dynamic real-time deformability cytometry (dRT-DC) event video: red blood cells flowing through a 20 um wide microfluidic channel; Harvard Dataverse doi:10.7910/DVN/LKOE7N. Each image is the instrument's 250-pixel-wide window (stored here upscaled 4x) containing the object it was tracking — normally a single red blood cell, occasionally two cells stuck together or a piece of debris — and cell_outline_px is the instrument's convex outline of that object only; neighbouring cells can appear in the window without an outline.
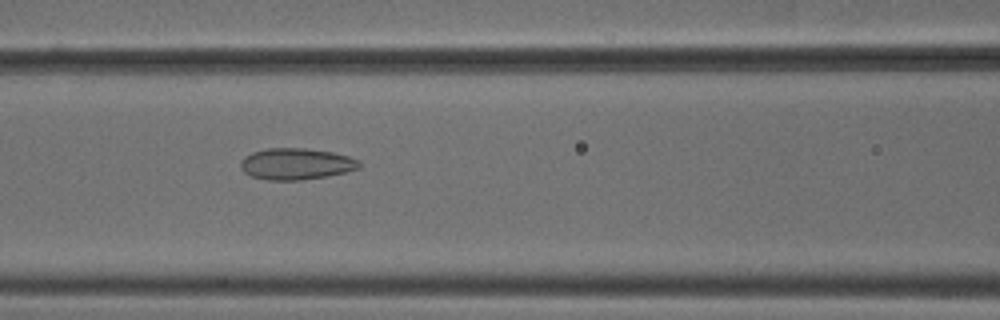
{"species": "common noctule bat (a hibernating species)", "species_latin": "Nyctalus noctula", "temperature_condition": "cold", "stored_images_in_passage": 50, "camera_frame_rate_fps": 3000, "um_per_image_px": 0.085, "animal": {"sex": "male", "body_mass_g": 18.8}, "frame": {"image": 1, "passage_image": 23, "time_ms": 7.333, "image_size_px": [1000, 320], "cell_outline_px": [[360, 168], [328, 176], [300, 180], [268, 180], [252, 176], [244, 172], [240, 168], [240, 160], [244, 156], [252, 152], [268, 148], [304, 148], [332, 152], [348, 156], [360, 160]], "centroid_in_image_um": [25.15, 13.93], "position_along_channel_um": 141.4, "area_um2": 21.79}}
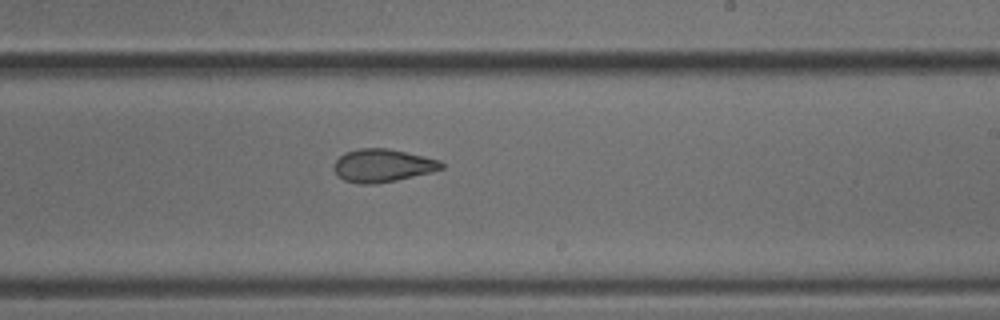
{"frame": {"image": 2, "passage_image": 32, "time_ms": 10.333, "image_size_px": [1000, 320], "cell_outline_px": [[444, 168], [432, 172], [396, 180], [372, 184], [360, 184], [344, 180], [336, 176], [332, 168], [336, 160], [344, 152], [360, 148], [388, 148], [424, 156], [440, 160], [444, 164]], "centroid_in_image_um": [32.5, 14.07], "position_along_channel_um": 256.5, "area_um2": 20.81}}
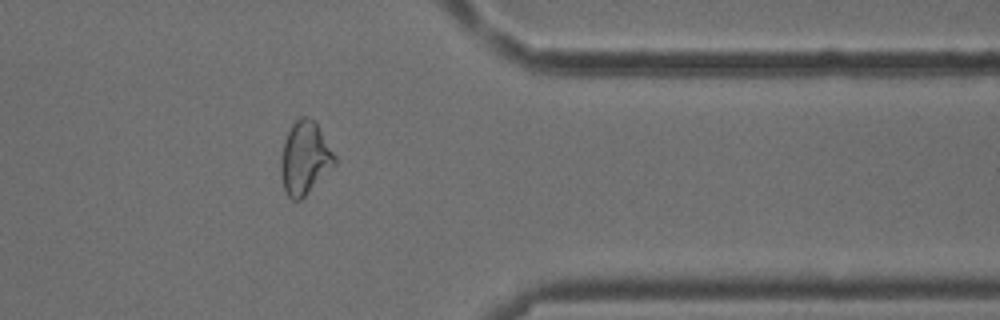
{"frame": {"image": 3, "passage_image": 43, "time_ms": 14.0, "image_size_px": [1000, 320], "cell_outline_px": [[336, 164], [300, 200], [292, 200], [288, 196], [284, 188], [280, 172], [280, 160], [284, 144], [288, 132], [292, 124], [300, 116], [308, 116], [316, 120], [336, 156]], "centroid_in_image_um": [25.92, 13.4], "position_along_channel_um": 385.5, "area_um2": 22.89}, "authors_computed_cell_mechanics": {"area_um2": 23.12, "velocity_mm_per_s": 3.8385, "shape_relaxation_time_tau1_ms": 8.0211, "shape_relaxation_time_tau2_ms": 2.0533, "deformation_change_tau1": 0.1575, "deformation_change_tau2": 0.0864}}